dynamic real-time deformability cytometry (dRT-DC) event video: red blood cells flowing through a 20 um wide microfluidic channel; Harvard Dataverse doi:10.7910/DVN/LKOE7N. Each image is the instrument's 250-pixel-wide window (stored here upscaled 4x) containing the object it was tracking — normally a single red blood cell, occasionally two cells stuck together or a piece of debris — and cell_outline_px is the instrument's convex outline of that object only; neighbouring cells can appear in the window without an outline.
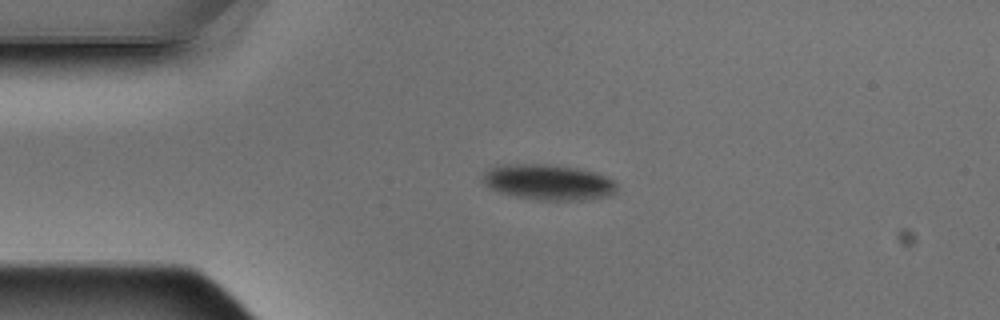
{"species": "Egyptian fruit bat (a non-hibernating species)", "species_latin": "Rousettus aegyptiacus", "temperature_condition": "warm", "stored_images_in_passage": 4, "camera_frame_rate_fps": 3000, "um_per_image_px": 0.085, "animal": {"sex": "male"}, "frame": {"image": 1, "passage_image": 3, "time_ms": 0.667, "image_size_px": [1000, 320], "cell_outline_px": [[620, 192], [608, 196], [584, 200], [536, 200], [516, 196], [500, 192], [484, 184], [480, 180], [480, 176], [488, 168], [516, 164], [544, 164], [576, 168], [596, 172], [616, 180]], "centroid_in_image_um": [46.67, 15.5], "position_along_channel_um": 38.3, "area_um2": 28.09}}